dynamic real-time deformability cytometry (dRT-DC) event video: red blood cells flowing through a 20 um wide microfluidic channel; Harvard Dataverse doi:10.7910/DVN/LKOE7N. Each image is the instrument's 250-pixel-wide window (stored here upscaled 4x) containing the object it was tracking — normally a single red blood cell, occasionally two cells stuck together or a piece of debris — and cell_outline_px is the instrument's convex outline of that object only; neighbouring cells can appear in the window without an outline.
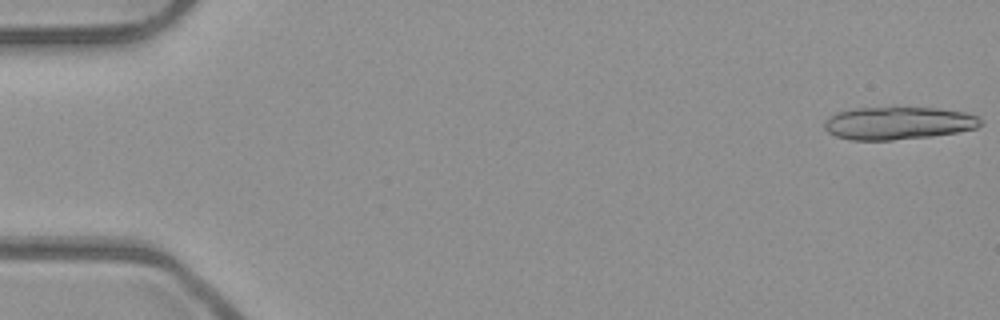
{"species": "common noctule bat (a hibernating species)", "species_latin": "Nyctalus noctula", "temperature_condition": "room temperature", "stored_images_in_passage": 5, "camera_frame_rate_fps": 3000, "um_per_image_px": 0.085, "animal": {"sex": "male", "body_mass_g": 23.1, "forearm_length_mm": 52.7}, "frame": {"image": 1, "passage_image": 1, "time_ms": 0.0, "image_size_px": [1000, 320], "cell_outline_px": [[984, 124], [976, 128], [956, 132], [932, 136], [892, 140], [852, 140], [836, 136], [828, 132], [824, 128], [824, 124], [836, 112], [856, 108], [892, 104], [936, 108], [964, 112], [976, 116], [984, 120]], "centroid_in_image_um": [76.37, 10.42], "position_along_channel_um": 8.6, "area_um2": 30.75}}